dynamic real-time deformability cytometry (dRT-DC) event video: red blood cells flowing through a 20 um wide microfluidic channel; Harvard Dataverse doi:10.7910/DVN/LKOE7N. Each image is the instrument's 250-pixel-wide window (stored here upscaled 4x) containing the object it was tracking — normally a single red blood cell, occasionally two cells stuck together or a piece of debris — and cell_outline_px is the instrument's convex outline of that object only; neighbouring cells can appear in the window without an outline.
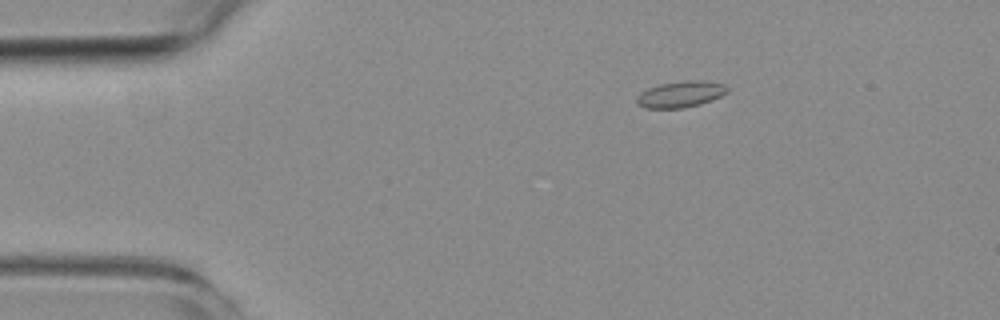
{"species": "common noctule bat (a hibernating species)", "species_latin": "Nyctalus noctula", "temperature_condition": "room temperature", "stored_images_in_passage": 3, "camera_frame_rate_fps": 3000, "um_per_image_px": 0.085, "animal": {"sex": "female", "body_mass_g": 19.3, "forearm_length_mm": 54.1}, "frame": {"image": 1, "passage_image": 1, "time_ms": 0.0, "image_size_px": [1000, 320], "cell_outline_px": [[728, 92], [712, 100], [700, 104], [684, 108], [644, 108], [636, 100], [636, 96], [640, 92], [648, 88], [660, 84], [688, 80], [704, 80], [724, 84], [728, 88]], "centroid_in_image_um": [57.86, 8.0], "position_along_channel_um": 27.1, "area_um2": 13.87}}
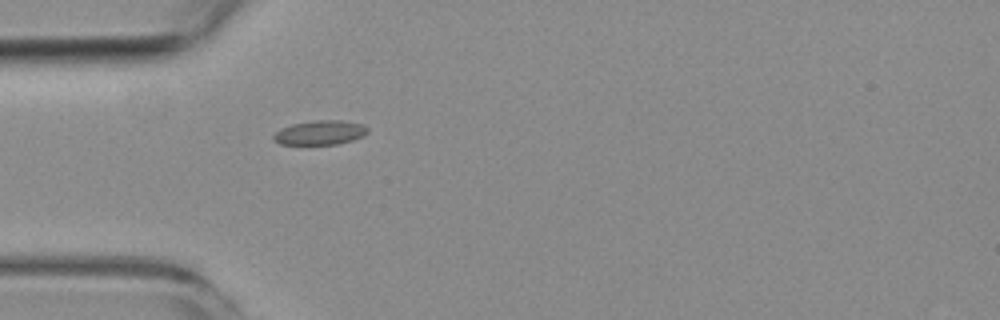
{"frame": {"image": 2, "passage_image": 3, "time_ms": 2.333, "image_size_px": [1000, 320], "cell_outline_px": [[368, 132], [364, 136], [352, 140], [336, 144], [280, 144], [272, 140], [272, 136], [280, 128], [292, 124], [312, 120], [340, 120], [364, 124], [368, 128]], "centroid_in_image_um": [27.2, 11.26], "position_along_channel_um": 57.8, "area_um2": 13.47}}